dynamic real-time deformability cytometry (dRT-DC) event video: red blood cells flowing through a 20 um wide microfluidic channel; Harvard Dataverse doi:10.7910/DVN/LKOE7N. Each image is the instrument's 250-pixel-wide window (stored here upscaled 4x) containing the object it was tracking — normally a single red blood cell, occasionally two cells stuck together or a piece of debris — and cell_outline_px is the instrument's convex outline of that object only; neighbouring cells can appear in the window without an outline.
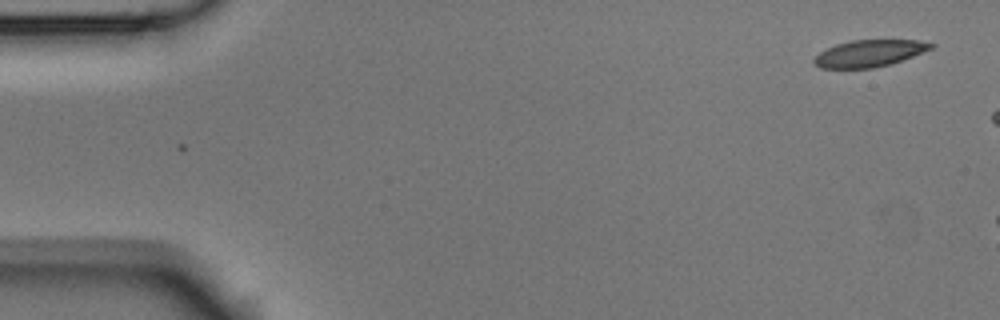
{"species": "Egyptian fruit bat (a non-hibernating species)", "species_latin": "Rousettus aegyptiacus", "temperature_condition": "room temperature", "stored_images_in_passage": 2, "camera_frame_rate_fps": 3000, "um_per_image_px": 0.085, "animal": {"sex": "male"}, "frame": {"image": 1, "passage_image": 2, "time_ms": 0.333, "image_size_px": [1000, 320], "cell_outline_px": [[936, 44], [932, 48], [912, 56], [888, 64], [872, 68], [820, 68], [812, 60], [820, 52], [836, 44], [852, 40], [916, 40]], "centroid_in_image_um": [73.87, 4.53], "position_along_channel_um": 11.1, "area_um2": 17.92}}